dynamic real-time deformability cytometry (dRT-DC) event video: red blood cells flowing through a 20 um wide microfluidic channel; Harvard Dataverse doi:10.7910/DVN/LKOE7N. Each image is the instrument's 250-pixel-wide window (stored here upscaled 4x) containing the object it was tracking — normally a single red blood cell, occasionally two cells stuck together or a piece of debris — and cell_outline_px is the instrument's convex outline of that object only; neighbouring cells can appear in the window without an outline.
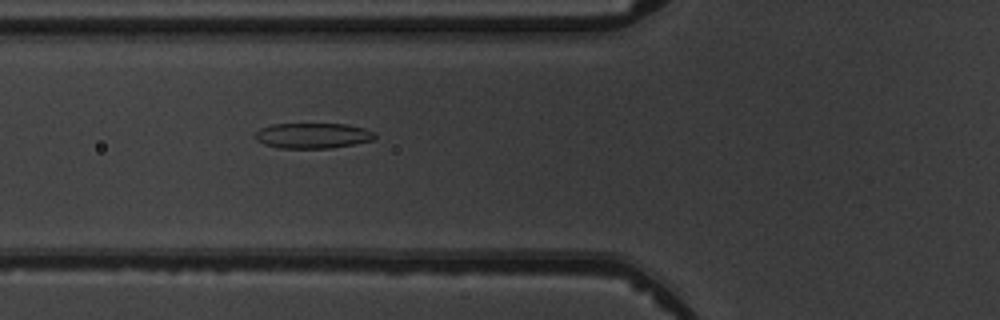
{"species": "common noctule bat (a hibernating species)", "species_latin": "Nyctalus noctula", "temperature_condition": "warm", "stored_images_in_passage": 5, "camera_frame_rate_fps": 3000, "um_per_image_px": 0.085, "animal": {"sex": "male", "body_mass_g": 19.5, "forearm_length_mm": 54.6}, "frame": {"image": 1, "passage_image": 5, "time_ms": 5.333, "image_size_px": [1000, 320], "cell_outline_px": [[376, 136], [372, 140], [356, 144], [332, 148], [280, 148], [264, 144], [256, 140], [252, 136], [260, 128], [272, 124], [348, 124], [364, 128], [376, 132]], "centroid_in_image_um": [26.59, 11.53], "position_along_channel_um": 99.2, "area_um2": 17.92}}